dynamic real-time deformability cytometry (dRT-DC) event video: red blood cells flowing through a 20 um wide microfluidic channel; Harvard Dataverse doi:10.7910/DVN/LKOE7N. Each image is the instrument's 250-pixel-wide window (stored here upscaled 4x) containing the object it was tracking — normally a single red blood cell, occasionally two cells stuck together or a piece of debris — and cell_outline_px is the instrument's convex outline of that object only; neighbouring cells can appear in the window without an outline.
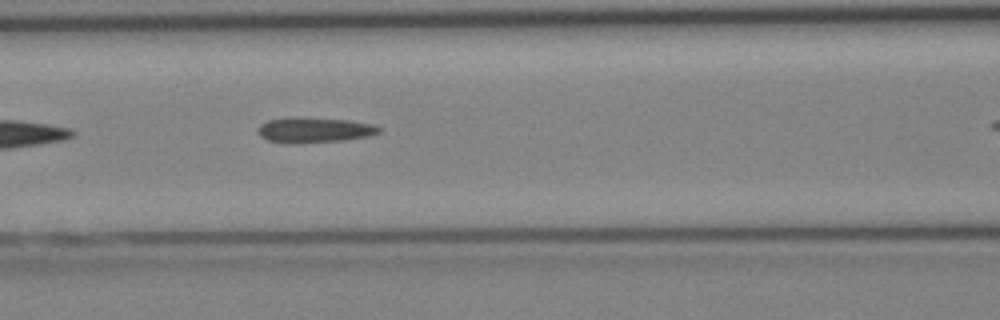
{"species": "Egyptian fruit bat (a non-hibernating species)", "species_latin": "Rousettus aegyptiacus", "temperature_condition": "cold", "stored_images_in_passage": 5, "camera_frame_rate_fps": 3000, "um_per_image_px": 0.085, "animal": {"sex": "female"}, "frame": {"image": 1, "passage_image": 3, "time_ms": 2.333, "image_size_px": [1000, 320], "cell_outline_px": [[384, 128], [380, 132], [368, 136], [344, 140], [268, 140], [260, 136], [260, 124], [268, 120], [296, 116], [348, 120], [372, 124]], "centroid_in_image_um": [26.82, 10.98], "position_along_channel_um": 139.8, "area_um2": 16.82}}